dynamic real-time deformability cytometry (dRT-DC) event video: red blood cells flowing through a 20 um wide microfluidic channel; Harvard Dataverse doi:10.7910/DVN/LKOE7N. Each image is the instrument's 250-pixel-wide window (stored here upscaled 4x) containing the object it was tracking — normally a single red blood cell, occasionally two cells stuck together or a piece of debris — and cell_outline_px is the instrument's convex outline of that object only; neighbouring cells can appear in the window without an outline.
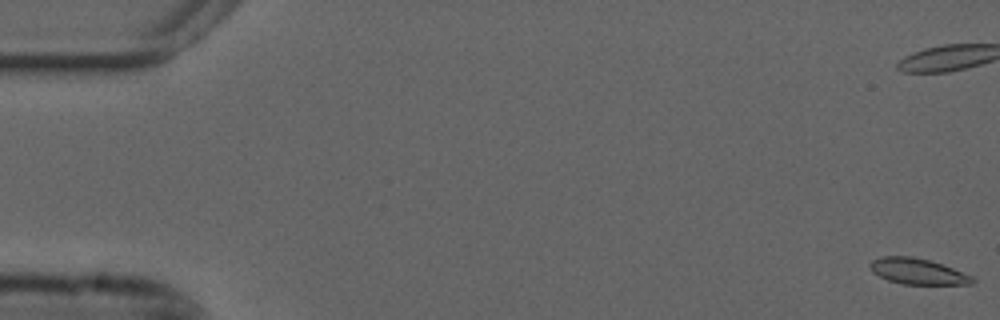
{"species": "common noctule bat (a hibernating species)", "species_latin": "Nyctalus noctula", "temperature_condition": "cold", "stored_images_in_passage": 57, "camera_frame_rate_fps": 3000, "um_per_image_px": 0.085, "animal": {"sex": "male", "forearm_length_mm": 52.5}, "frame": {"image": 1, "passage_image": 1, "time_ms": 0.0, "image_size_px": [1000, 320], "cell_outline_px": [[976, 280], [972, 284], [904, 284], [888, 280], [872, 272], [868, 264], [872, 260], [884, 256], [912, 256], [928, 260], [952, 268], [972, 276]], "centroid_in_image_um": [77.98, 23.06], "position_along_channel_um": 7.0, "area_um2": 15.26}, "authors_computed_cell_mechanics": {"area_um2": 15.6638, "velocity_mm_per_s": 3.6794, "shape_relaxation_time_tau1_ms": null, "shape_relaxation_time_tau2_ms": 4.6417, "deformation_change_tau1": null, "deformation_change_tau2": 0.0999}}